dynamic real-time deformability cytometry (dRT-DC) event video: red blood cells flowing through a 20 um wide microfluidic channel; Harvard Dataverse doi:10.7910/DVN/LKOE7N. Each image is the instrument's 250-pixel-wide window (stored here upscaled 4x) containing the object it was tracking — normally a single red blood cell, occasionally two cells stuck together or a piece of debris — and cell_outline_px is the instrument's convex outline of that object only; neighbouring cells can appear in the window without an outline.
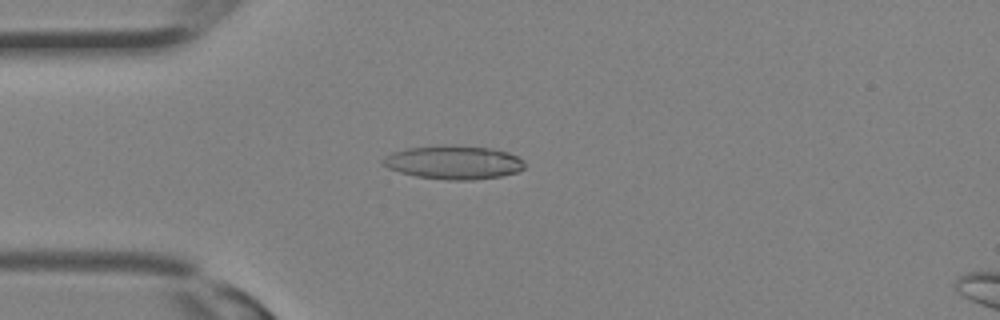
{"species": "Egyptian fruit bat (a non-hibernating species)", "species_latin": "Rousettus aegyptiacus", "temperature_condition": "room temperature", "stored_images_in_passage": 18, "camera_frame_rate_fps": 3000, "um_per_image_px": 0.085, "animal": {"sex": "female"}, "frame": {"image": 1, "passage_image": 9, "time_ms": 2.667, "image_size_px": [1000, 320], "cell_outline_px": [[524, 168], [516, 172], [500, 176], [472, 180], [448, 180], [416, 176], [400, 172], [388, 168], [380, 164], [380, 160], [384, 156], [392, 152], [404, 148], [444, 144], [452, 144], [492, 148], [508, 152], [524, 160]], "centroid_in_image_um": [38.51, 13.78], "position_along_channel_um": 46.5, "area_um2": 28.21}}
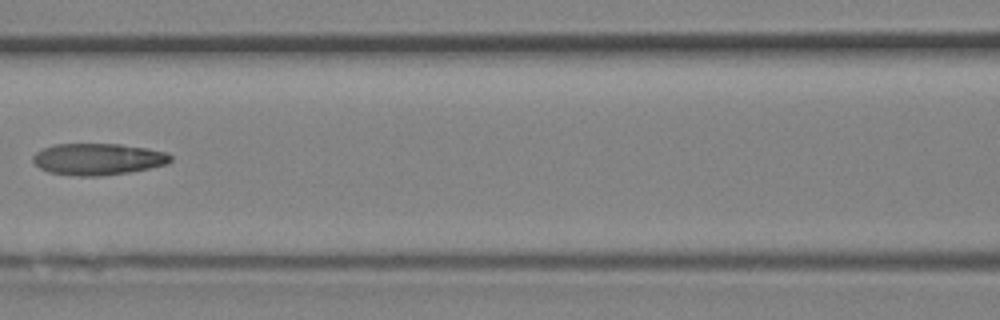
{"frame": {"image": 2, "passage_image": 15, "time_ms": 4.667, "image_size_px": [1000, 320], "cell_outline_px": [[172, 160], [168, 164], [128, 172], [100, 176], [80, 176], [48, 172], [40, 168], [32, 160], [32, 156], [36, 152], [44, 148], [56, 144], [120, 144], [148, 148], [168, 152], [172, 156]], "centroid_in_image_um": [8.35, 13.52], "position_along_channel_um": 158.2, "area_um2": 25.37}}
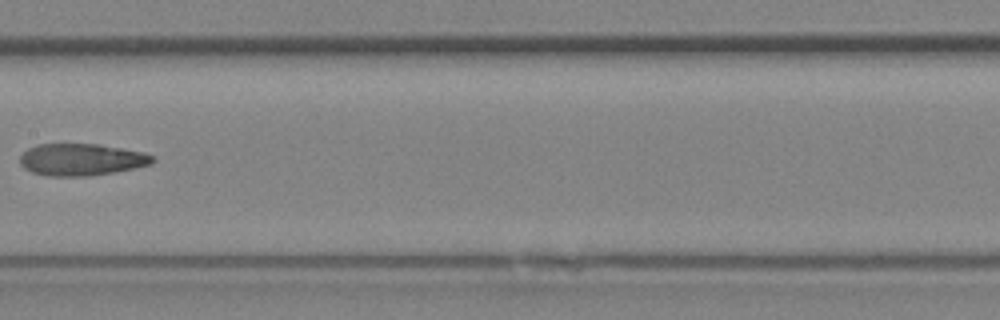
{"frame": {"image": 3, "passage_image": 17, "time_ms": 5.333, "image_size_px": [1000, 320], "cell_outline_px": [[156, 160], [152, 164], [112, 172], [88, 176], [48, 176], [32, 172], [24, 168], [20, 164], [20, 156], [28, 148], [40, 144], [96, 144], [144, 152], [152, 156]], "centroid_in_image_um": [6.9, 13.56], "position_along_channel_um": 200.5, "area_um2": 24.51}}